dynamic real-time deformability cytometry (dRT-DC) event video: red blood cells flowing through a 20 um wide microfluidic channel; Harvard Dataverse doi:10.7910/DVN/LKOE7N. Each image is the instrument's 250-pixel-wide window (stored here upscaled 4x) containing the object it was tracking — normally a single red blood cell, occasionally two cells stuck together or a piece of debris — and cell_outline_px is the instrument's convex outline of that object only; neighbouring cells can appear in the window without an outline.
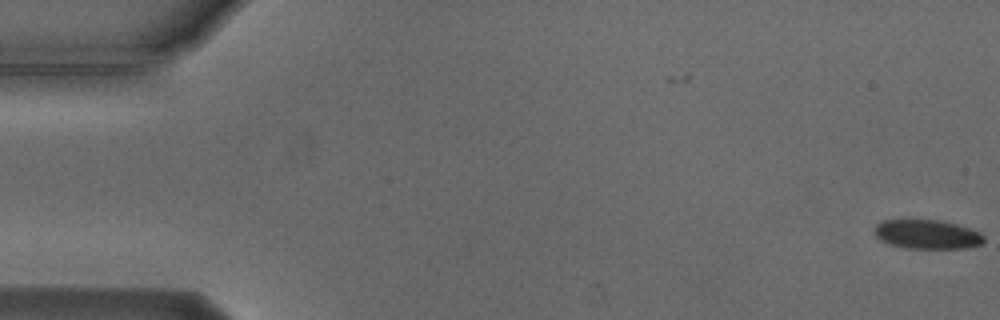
{"species": "Egyptian fruit bat (a non-hibernating species)", "species_latin": "Rousettus aegyptiacus", "temperature_condition": "cold", "stored_images_in_passage": 2, "camera_frame_rate_fps": 3000, "um_per_image_px": 0.085, "animal": {"sex": "male"}, "frame": {"image": 1, "passage_image": 2, "time_ms": 1.0, "image_size_px": [1000, 320], "cell_outline_px": [[984, 240], [980, 244], [968, 248], [908, 248], [892, 244], [880, 240], [876, 236], [876, 224], [880, 220], [900, 216], [940, 220], [956, 224], [980, 232], [984, 236]], "centroid_in_image_um": [78.74, 19.85], "position_along_channel_um": 6.3, "area_um2": 19.25}}